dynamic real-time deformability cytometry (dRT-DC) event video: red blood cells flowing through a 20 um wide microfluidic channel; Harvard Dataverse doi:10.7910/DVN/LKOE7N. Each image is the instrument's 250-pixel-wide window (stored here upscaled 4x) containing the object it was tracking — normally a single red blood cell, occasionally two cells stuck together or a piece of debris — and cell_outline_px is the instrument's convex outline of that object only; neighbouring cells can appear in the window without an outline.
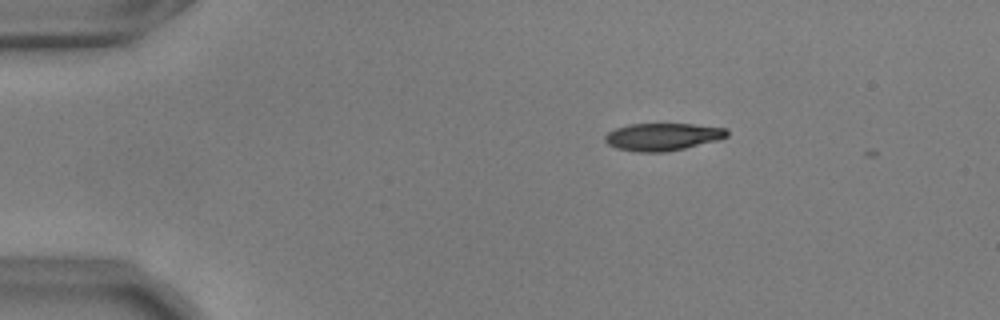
{"species": "common noctule bat (a hibernating species)", "species_latin": "Nyctalus noctula", "temperature_condition": "warm", "stored_images_in_passage": 2, "camera_frame_rate_fps": 3000, "um_per_image_px": 0.085, "animal": {"sex": "male", "body_mass_g": 17.9, "forearm_length_mm": 54.2}, "frame": {"image": 1, "passage_image": 1, "time_ms": 0.0, "image_size_px": [1000, 320], "cell_outline_px": [[728, 136], [720, 140], [684, 148], [664, 152], [636, 152], [616, 148], [608, 144], [604, 140], [604, 136], [608, 132], [616, 128], [628, 124], [692, 124], [728, 128]], "centroid_in_image_um": [56.33, 11.62], "position_along_channel_um": 28.7, "area_um2": 19.65}}